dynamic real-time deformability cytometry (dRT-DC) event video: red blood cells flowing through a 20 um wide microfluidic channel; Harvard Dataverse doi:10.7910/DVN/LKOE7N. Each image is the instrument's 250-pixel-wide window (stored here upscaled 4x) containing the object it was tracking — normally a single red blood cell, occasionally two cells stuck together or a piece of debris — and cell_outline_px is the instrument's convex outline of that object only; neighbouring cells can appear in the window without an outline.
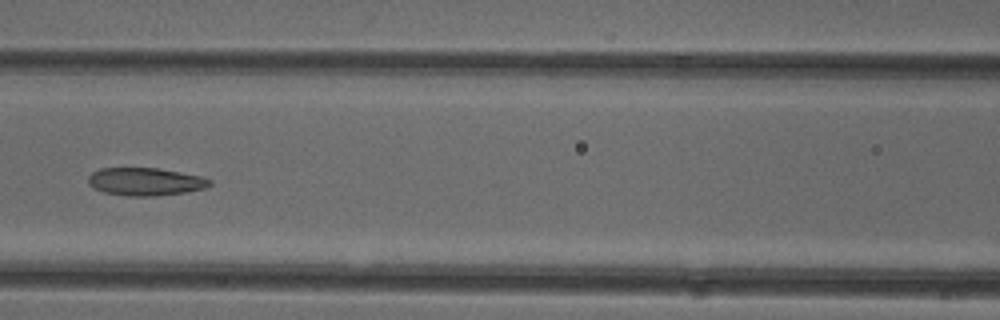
{"species": "common noctule bat (a hibernating species)", "species_latin": "Nyctalus noctula", "temperature_condition": "cold", "stored_images_in_passage": 15, "camera_frame_rate_fps": 3000, "um_per_image_px": 0.085, "animal": {"sex": "female"}, "frame": {"image": 1, "passage_image": 10, "time_ms": 3.0, "image_size_px": [1000, 320], "cell_outline_px": [[212, 184], [204, 188], [184, 192], [152, 196], [128, 196], [104, 192], [92, 188], [88, 184], [88, 176], [92, 172], [100, 168], [156, 168], [204, 176], [212, 180]], "centroid_in_image_um": [12.34, 15.43], "position_along_channel_um": 154.3, "area_um2": 19.77}}